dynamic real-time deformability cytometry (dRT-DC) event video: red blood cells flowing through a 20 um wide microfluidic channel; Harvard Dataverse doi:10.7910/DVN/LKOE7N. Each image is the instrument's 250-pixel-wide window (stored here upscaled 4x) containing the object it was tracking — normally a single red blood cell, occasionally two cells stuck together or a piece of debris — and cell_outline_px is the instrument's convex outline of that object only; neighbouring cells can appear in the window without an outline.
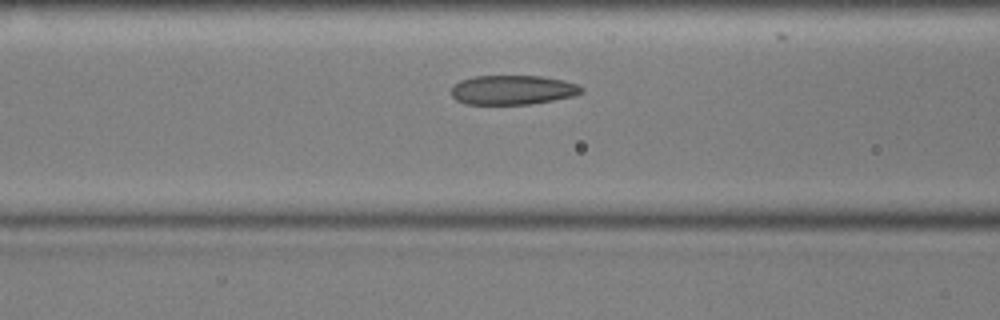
{"species": "common noctule bat (a hibernating species)", "species_latin": "Nyctalus noctula", "temperature_condition": "cold", "stored_images_in_passage": 48, "camera_frame_rate_fps": 3000, "um_per_image_px": 0.085, "animal": {"sex": "male", "body_mass_g": 17.9, "forearm_length_mm": 54.2}, "frame": {"image": 1, "passage_image": 14, "time_ms": 4.333, "image_size_px": [1000, 320], "cell_outline_px": [[584, 92], [572, 96], [552, 100], [528, 104], [464, 104], [456, 100], [452, 96], [452, 88], [460, 80], [476, 76], [540, 76], [564, 80], [580, 84], [584, 88]], "centroid_in_image_um": [43.61, 7.64], "position_along_channel_um": 123.0, "area_um2": 22.31}}
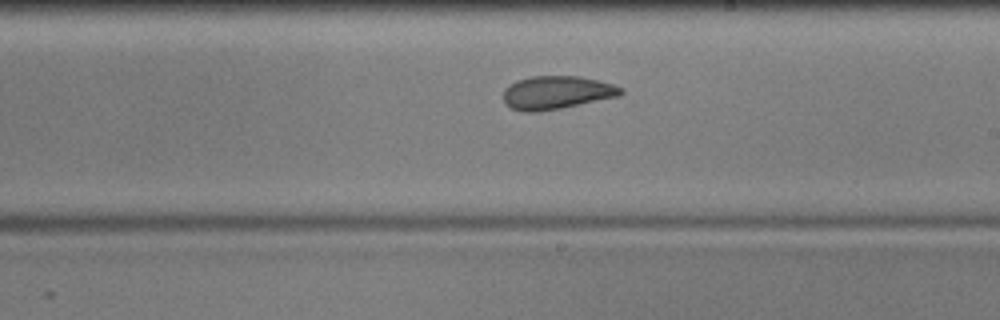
{"frame": {"image": 2, "passage_image": 24, "time_ms": 7.667, "image_size_px": [1000, 320], "cell_outline_px": [[624, 92], [620, 96], [560, 108], [536, 112], [524, 112], [512, 108], [504, 104], [504, 88], [516, 80], [532, 76], [580, 76], [612, 84], [624, 88]], "centroid_in_image_um": [47.3, 7.86], "position_along_channel_um": 241.7, "area_um2": 22.77}}
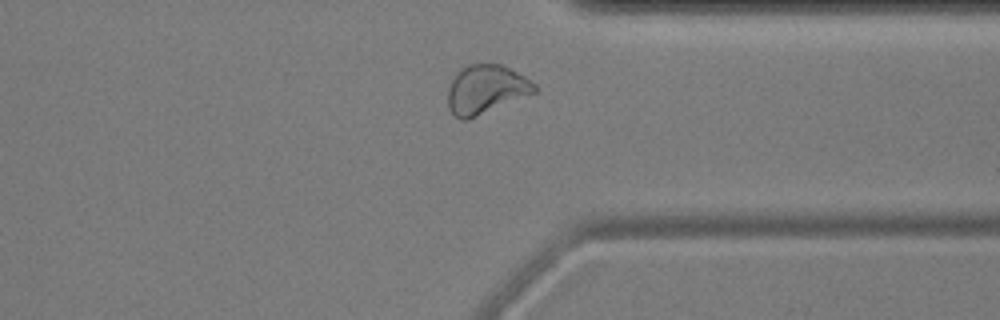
{"frame": {"image": 3, "passage_image": 35, "time_ms": 11.333, "image_size_px": [1000, 320], "cell_outline_px": [[536, 92], [468, 120], [460, 120], [448, 108], [448, 88], [452, 80], [460, 68], [468, 64], [500, 64], [524, 76], [536, 84]], "centroid_in_image_um": [41.28, 7.6], "position_along_channel_um": 370.1, "area_um2": 24.51}, "authors_computed_cell_mechanics": {"area_um2": 23.8136, "velocity_mm_per_s": 3.5643, "shape_relaxation_time_tau1_ms": null, "shape_relaxation_time_tau2_ms": 1.9758, "deformation_change_tau1": null, "deformation_change_tau2": 0.0776}}